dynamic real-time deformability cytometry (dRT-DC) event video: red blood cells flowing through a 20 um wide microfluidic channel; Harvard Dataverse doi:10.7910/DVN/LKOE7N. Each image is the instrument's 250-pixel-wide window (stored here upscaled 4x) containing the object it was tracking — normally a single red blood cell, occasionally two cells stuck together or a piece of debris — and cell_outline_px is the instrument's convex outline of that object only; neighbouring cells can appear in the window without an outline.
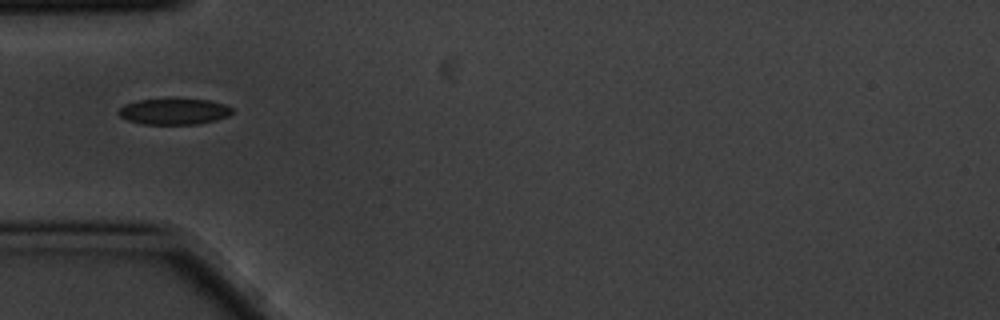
{"species": "common noctule bat (a hibernating species)", "species_latin": "Nyctalus noctula", "temperature_condition": "cold", "stored_images_in_passage": 3, "camera_frame_rate_fps": 3000, "um_per_image_px": 0.085, "animal": {"sex": "male", "body_mass_g": 20.1, "forearm_length_mm": 53.5}, "frame": {"image": 1, "passage_image": 1, "time_ms": 0.0, "image_size_px": [1000, 320], "cell_outline_px": [[232, 112], [228, 116], [216, 120], [200, 124], [140, 124], [124, 120], [116, 112], [124, 104], [136, 100], [208, 100], [224, 104], [232, 108]], "centroid_in_image_um": [14.74, 9.5], "position_along_channel_um": 70.3, "area_um2": 17.17}}